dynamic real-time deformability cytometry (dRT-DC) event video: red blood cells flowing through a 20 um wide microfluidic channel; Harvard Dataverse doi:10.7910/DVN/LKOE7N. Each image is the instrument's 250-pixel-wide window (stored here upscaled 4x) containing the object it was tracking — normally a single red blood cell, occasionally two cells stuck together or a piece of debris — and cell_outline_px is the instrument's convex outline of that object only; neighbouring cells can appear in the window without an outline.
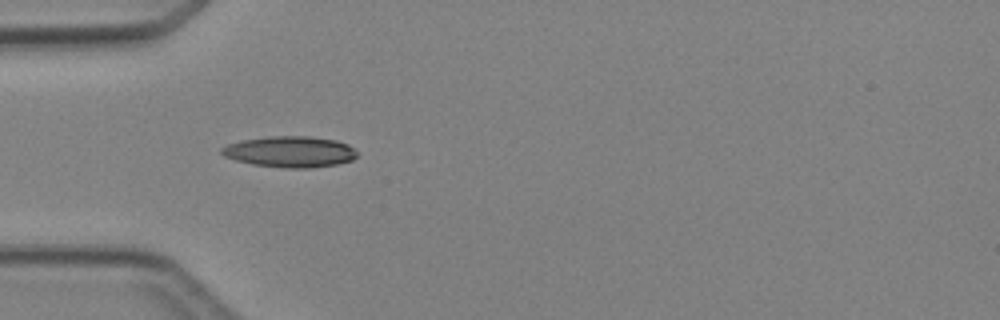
{"species": "Egyptian fruit bat (a non-hibernating species)", "species_latin": "Rousettus aegyptiacus", "temperature_condition": "cold", "stored_images_in_passage": 2, "camera_frame_rate_fps": 3000, "um_per_image_px": 0.085, "animal": {"sex": "female"}, "frame": {"image": 1, "passage_image": 1, "time_ms": 0.0, "image_size_px": [1000, 320], "cell_outline_px": [[356, 156], [352, 160], [336, 164], [308, 168], [284, 168], [252, 164], [236, 160], [224, 156], [220, 152], [220, 148], [228, 144], [244, 140], [268, 136], [308, 136], [336, 140], [348, 144], [356, 152]], "centroid_in_image_um": [24.63, 12.9], "position_along_channel_um": 60.4, "area_um2": 24.39}}
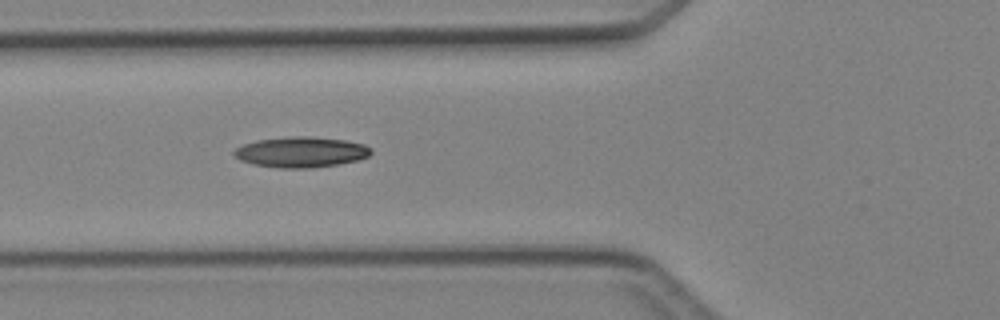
{"frame": {"image": 2, "passage_image": 2, "time_ms": 1.0, "image_size_px": [1000, 320], "cell_outline_px": [[372, 152], [368, 156], [356, 160], [336, 164], [308, 168], [280, 168], [256, 164], [240, 160], [232, 152], [236, 148], [244, 144], [256, 140], [292, 136], [308, 136], [344, 140], [364, 144], [372, 148]], "centroid_in_image_um": [25.59, 12.91], "position_along_channel_um": 100.2, "area_um2": 24.1}}